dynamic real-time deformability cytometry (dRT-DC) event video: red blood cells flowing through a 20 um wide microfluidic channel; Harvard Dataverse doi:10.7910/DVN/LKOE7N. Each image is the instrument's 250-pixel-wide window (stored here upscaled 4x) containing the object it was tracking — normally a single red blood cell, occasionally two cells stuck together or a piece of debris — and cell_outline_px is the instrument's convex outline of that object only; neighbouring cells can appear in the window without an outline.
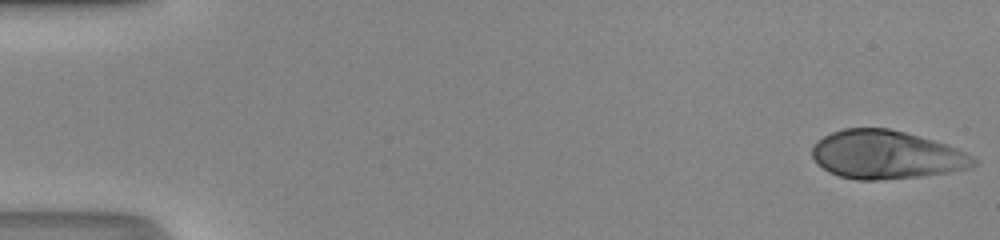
{"species": "human", "species_latin": "Homo sapiens", "temperature_condition": "room temperature", "stored_images_in_passage": 49, "camera_frame_rate_fps": 3000, "um_per_image_px": 0.085, "donor": {"sex": "male"}, "frame": {"image": 1, "passage_image": 1, "time_ms": 0.0, "image_size_px": [1000, 240], "cell_outline_px": [[976, 164], [968, 168], [952, 172], [920, 176], [876, 180], [856, 180], [840, 176], [828, 172], [812, 156], [812, 148], [824, 136], [832, 132], [844, 128], [888, 128], [904, 132], [932, 140], [956, 148], [972, 156], [976, 160]], "centroid_in_image_um": [75.33, 13.16], "position_along_channel_um": 9.7, "area_um2": 45.03}}
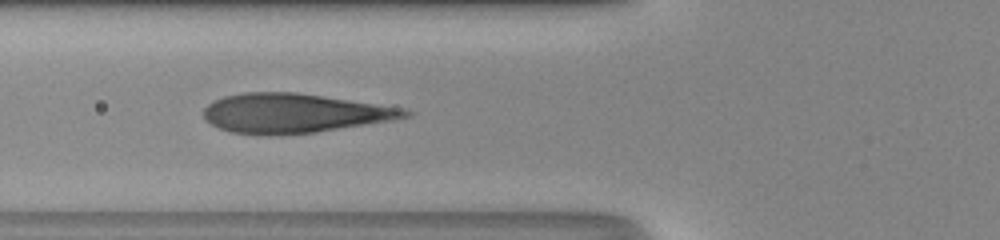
{"frame": {"image": 2, "passage_image": 19, "time_ms": 6.0, "image_size_px": [1000, 240], "cell_outline_px": [[412, 116], [392, 120], [316, 132], [232, 132], [220, 128], [204, 120], [204, 108], [208, 104], [224, 96], [244, 92], [296, 92], [404, 108], [412, 112]], "centroid_in_image_um": [25.03, 9.58], "position_along_channel_um": 100.8, "area_um2": 44.8}}
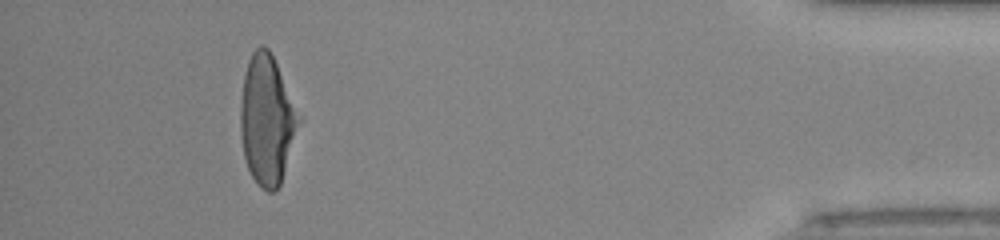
{"frame": {"image": 3, "passage_image": 45, "time_ms": 14.667, "image_size_px": [1000, 240], "cell_outline_px": [[304, 120], [280, 184], [272, 192], [268, 192], [260, 188], [252, 176], [248, 168], [244, 156], [240, 132], [240, 104], [244, 76], [248, 60], [252, 52], [260, 44], [264, 44], [268, 48]], "centroid_in_image_um": [22.73, 10.21], "position_along_channel_um": 412.5, "area_um2": 44.68}}